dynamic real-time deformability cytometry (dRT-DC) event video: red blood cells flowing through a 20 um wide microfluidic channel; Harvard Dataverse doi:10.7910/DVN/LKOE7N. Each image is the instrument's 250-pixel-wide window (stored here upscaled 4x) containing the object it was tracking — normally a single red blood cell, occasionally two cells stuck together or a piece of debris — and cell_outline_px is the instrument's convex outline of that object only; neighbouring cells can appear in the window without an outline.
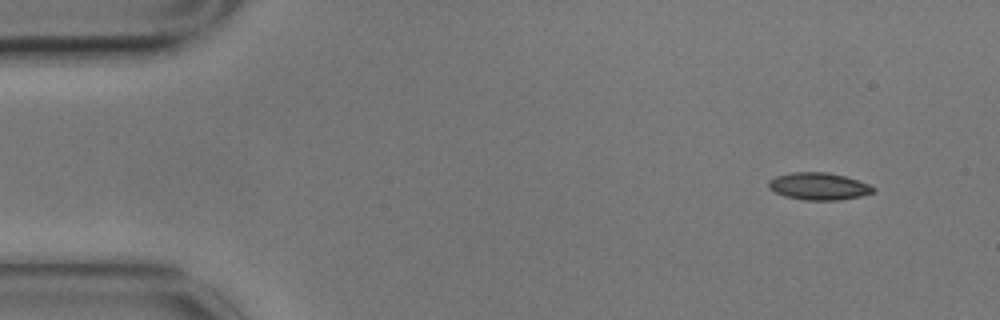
{"species": "common noctule bat (a hibernating species)", "species_latin": "Nyctalus noctula", "temperature_condition": "cold", "stored_images_in_passage": 4, "camera_frame_rate_fps": 3000, "um_per_image_px": 0.085, "animal": {"sex": "male", "body_mass_g": 17.9}, "frame": {"image": 1, "passage_image": 1, "time_ms": 0.0, "image_size_px": [1000, 320], "cell_outline_px": [[876, 192], [860, 196], [840, 200], [804, 200], [784, 196], [768, 188], [768, 180], [776, 176], [792, 172], [828, 172], [844, 176], [868, 184], [876, 188]], "centroid_in_image_um": [69.58, 15.83], "position_along_channel_um": 15.4, "area_um2": 16.65}}
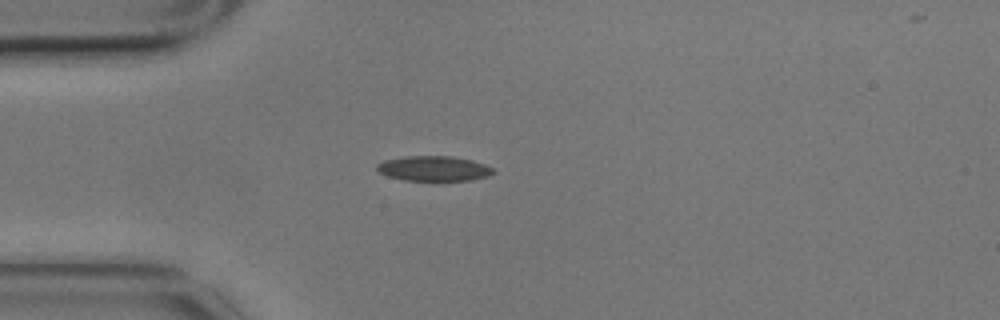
{"frame": {"image": 2, "passage_image": 3, "time_ms": 0.667, "image_size_px": [1000, 320], "cell_outline_px": [[496, 172], [488, 176], [468, 180], [404, 180], [388, 176], [380, 172], [376, 168], [376, 164], [384, 160], [408, 156], [452, 156], [472, 160], [484, 164], [492, 168]], "centroid_in_image_um": [36.87, 14.31], "position_along_channel_um": 48.1, "area_um2": 16.82}}